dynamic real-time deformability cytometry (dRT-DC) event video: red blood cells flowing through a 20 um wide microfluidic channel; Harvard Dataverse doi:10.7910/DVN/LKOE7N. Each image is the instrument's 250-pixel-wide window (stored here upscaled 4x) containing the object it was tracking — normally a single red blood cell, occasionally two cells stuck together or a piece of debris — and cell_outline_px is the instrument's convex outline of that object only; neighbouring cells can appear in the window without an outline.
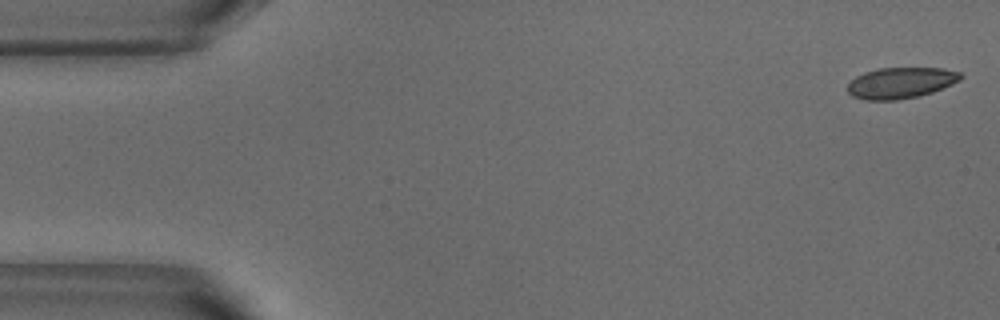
{"species": "common noctule bat (a hibernating species)", "species_latin": "Nyctalus noctula", "temperature_condition": "warm", "stored_images_in_passage": 52, "camera_frame_rate_fps": 3000, "um_per_image_px": 0.085, "animal": {"sex": "male", "body_mass_g": 18.8}, "frame": {"image": 1, "passage_image": 1, "time_ms": 0.0, "image_size_px": [1000, 320], "cell_outline_px": [[964, 76], [960, 80], [952, 84], [932, 92], [916, 96], [896, 100], [864, 100], [852, 96], [848, 92], [848, 84], [856, 76], [864, 72], [880, 68], [944, 68], [960, 72]], "centroid_in_image_um": [76.57, 7.04], "position_along_channel_um": 8.4, "area_um2": 20.4}}
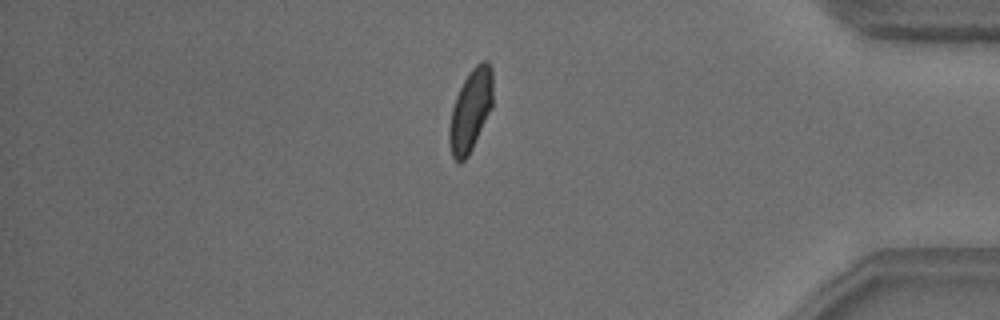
{"frame": {"image": 2, "passage_image": 44, "time_ms": 14.333, "image_size_px": [1000, 320], "cell_outline_px": [[492, 108], [468, 156], [460, 164], [452, 156], [448, 144], [448, 128], [452, 108], [456, 96], [464, 80], [472, 68], [480, 60], [488, 60], [492, 68]], "centroid_in_image_um": [39.99, 9.38], "position_along_channel_um": 395.2, "area_um2": 20.98}}
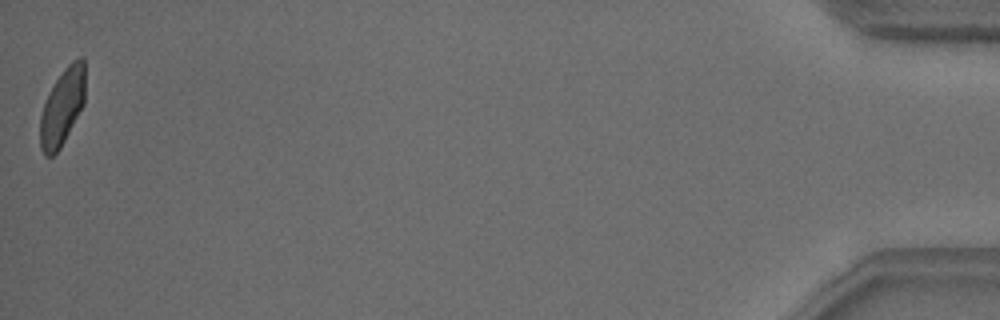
{"frame": {"image": 3, "passage_image": 52, "time_ms": 17.0, "image_size_px": [1000, 320], "cell_outline_px": [[84, 104], [60, 148], [52, 156], [44, 156], [40, 148], [40, 116], [44, 104], [56, 80], [64, 68], [72, 60], [80, 56], [84, 60]], "centroid_in_image_um": [5.29, 9.1], "position_along_channel_um": 429.9, "area_um2": 19.88}, "authors_computed_cell_mechanics": {"area_um2": 21.2126, "velocity_mm_per_s": 3.7881, "shape_relaxation_time_tau1_ms": 3.8704, "shape_relaxation_time_tau2_ms": null, "deformation_change_tau1": 0.1288, "deformation_change_tau2": null}}